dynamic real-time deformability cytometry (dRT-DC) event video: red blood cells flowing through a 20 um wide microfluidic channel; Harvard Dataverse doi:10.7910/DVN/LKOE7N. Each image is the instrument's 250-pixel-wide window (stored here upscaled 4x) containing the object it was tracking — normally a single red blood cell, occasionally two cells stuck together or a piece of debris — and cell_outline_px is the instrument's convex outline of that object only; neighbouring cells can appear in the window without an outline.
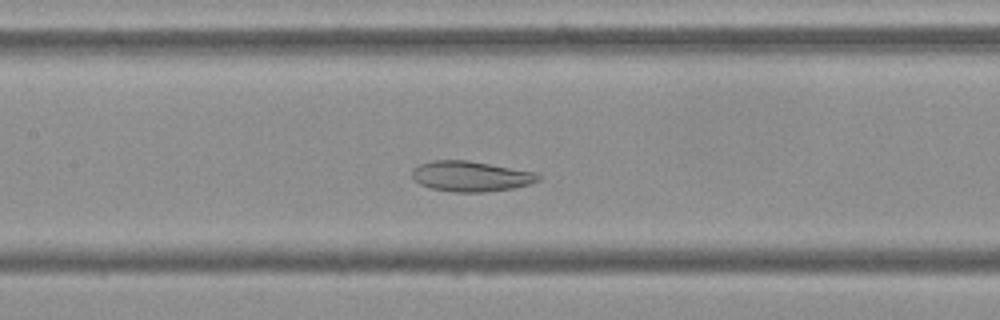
{"species": "Egyptian fruit bat (a non-hibernating species)", "species_latin": "Rousettus aegyptiacus", "temperature_condition": "cold", "stored_images_in_passage": 51, "camera_frame_rate_fps": 3000, "um_per_image_px": 0.085, "frame": {"image": 1, "passage_image": 22, "time_ms": 7.0, "image_size_px": [1000, 320], "cell_outline_px": [[540, 180], [528, 184], [512, 188], [484, 192], [452, 192], [432, 188], [420, 184], [412, 176], [412, 168], [420, 164], [432, 160], [468, 160], [536, 172], [540, 176]], "centroid_in_image_um": [40.01, 14.98], "position_along_channel_um": 167.4, "area_um2": 22.25}}
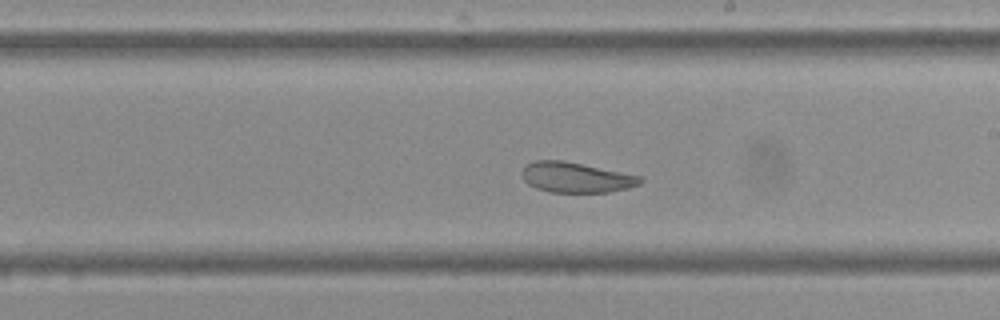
{"frame": {"image": 2, "passage_image": 28, "time_ms": 9.0, "image_size_px": [1000, 320], "cell_outline_px": [[644, 180], [640, 184], [628, 188], [608, 192], [548, 192], [536, 188], [528, 184], [524, 180], [520, 172], [528, 164], [536, 160], [564, 160], [640, 176]], "centroid_in_image_um": [48.94, 15.08], "position_along_channel_um": 240.1, "area_um2": 20.81}}
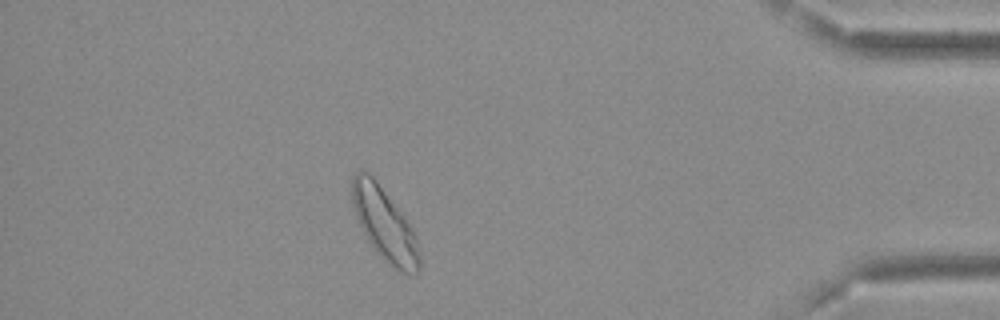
{"frame": {"image": 3, "passage_image": 45, "time_ms": 14.667, "image_size_px": [1000, 320], "cell_outline_px": [[420, 272], [400, 272], [384, 260], [372, 248], [356, 216], [352, 204], [352, 176], [360, 168], [368, 172], [376, 180], [400, 212], [416, 236], [420, 256]], "centroid_in_image_um": [32.66, 19.06], "position_along_channel_um": 402.5, "area_um2": 28.03}, "authors_computed_cell_mechanics": {"area_um2": 25.2008, "velocity_mm_per_s": 3.6504, "shape_relaxation_time_tau1_ms": null, "shape_relaxation_time_tau2_ms": 1.2566, "deformation_change_tau1": null, "deformation_change_tau2": 0.0666}}